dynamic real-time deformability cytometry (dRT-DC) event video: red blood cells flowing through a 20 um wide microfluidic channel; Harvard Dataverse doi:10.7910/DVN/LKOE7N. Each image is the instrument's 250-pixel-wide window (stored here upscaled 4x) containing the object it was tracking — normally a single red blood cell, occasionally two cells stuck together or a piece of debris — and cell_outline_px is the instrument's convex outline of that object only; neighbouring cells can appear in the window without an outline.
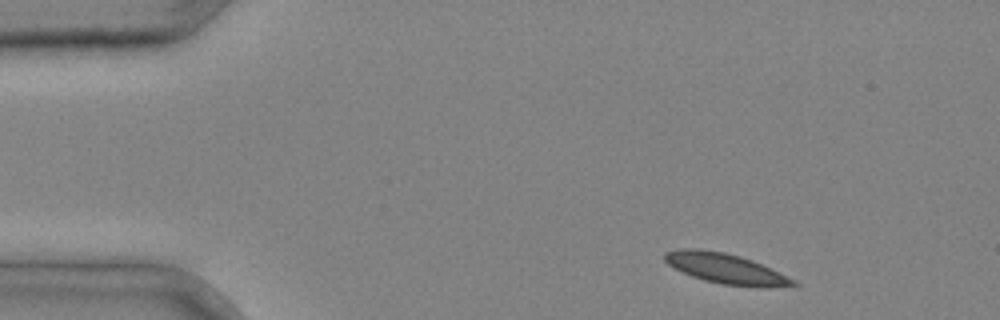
{"species": "common noctule bat (a hibernating species)", "species_latin": "Nyctalus noctula", "temperature_condition": "cold", "stored_images_in_passage": 4, "camera_frame_rate_fps": 3000, "um_per_image_px": 0.085, "animal": {"sex": "male", "body_mass_g": 20.4}, "frame": {"image": 1, "passage_image": 1, "time_ms": 0.0, "image_size_px": [1000, 320], "cell_outline_px": [[800, 284], [768, 288], [760, 288], [720, 284], [704, 280], [692, 276], [668, 264], [664, 260], [664, 252], [680, 248], [700, 248], [724, 252], [740, 256], [752, 260], [796, 280]], "centroid_in_image_um": [61.69, 22.83], "position_along_channel_um": 23.3, "area_um2": 22.72}}
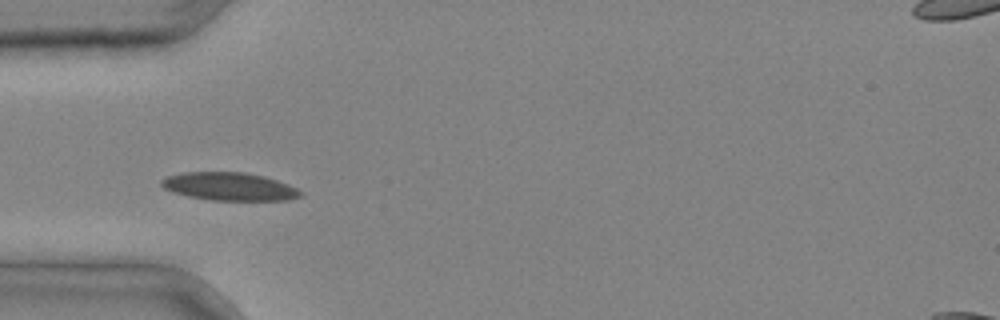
{"frame": {"image": 2, "passage_image": 3, "time_ms": 0.667, "image_size_px": [1000, 320], "cell_outline_px": [[304, 196], [288, 200], [212, 200], [188, 196], [164, 188], [160, 184], [160, 180], [168, 176], [184, 172], [244, 172], [264, 176], [288, 184], [304, 192]], "centroid_in_image_um": [19.54, 15.85], "position_along_channel_um": 65.5, "area_um2": 22.66}}